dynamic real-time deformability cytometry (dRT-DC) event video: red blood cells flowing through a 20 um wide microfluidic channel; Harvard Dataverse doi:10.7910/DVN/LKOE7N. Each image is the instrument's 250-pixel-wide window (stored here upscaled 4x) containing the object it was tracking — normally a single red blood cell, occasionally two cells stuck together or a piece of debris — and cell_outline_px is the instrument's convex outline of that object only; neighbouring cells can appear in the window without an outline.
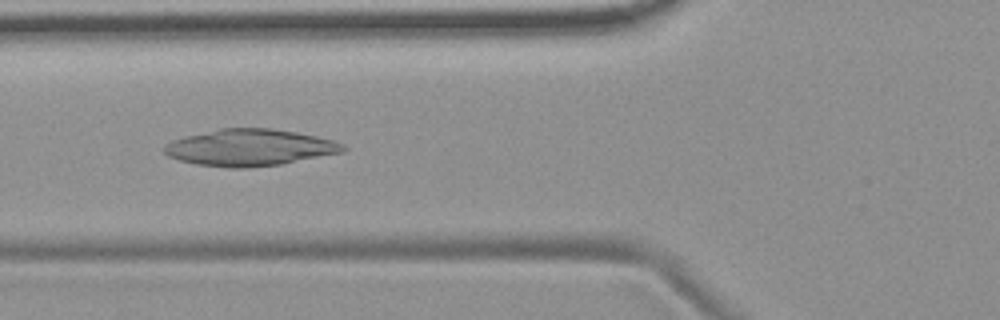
{"species": "common noctule bat (a hibernating species)", "species_latin": "Nyctalus noctula", "temperature_condition": "room temperature", "stored_images_in_passage": 7, "camera_frame_rate_fps": 3000, "um_per_image_px": 0.085, "animal": {"sex": "female", "body_mass_g": 19.9}, "frame": {"image": 1, "passage_image": 6, "time_ms": 5.667, "image_size_px": [1000, 320], "cell_outline_px": [[348, 148], [344, 152], [280, 164], [248, 168], [232, 168], [196, 164], [180, 160], [168, 156], [164, 152], [164, 144], [172, 140], [184, 136], [220, 128], [272, 128], [296, 132], [316, 136], [332, 140], [344, 144]], "centroid_in_image_um": [21.23, 12.54], "position_along_channel_um": 104.6, "area_um2": 38.26}}
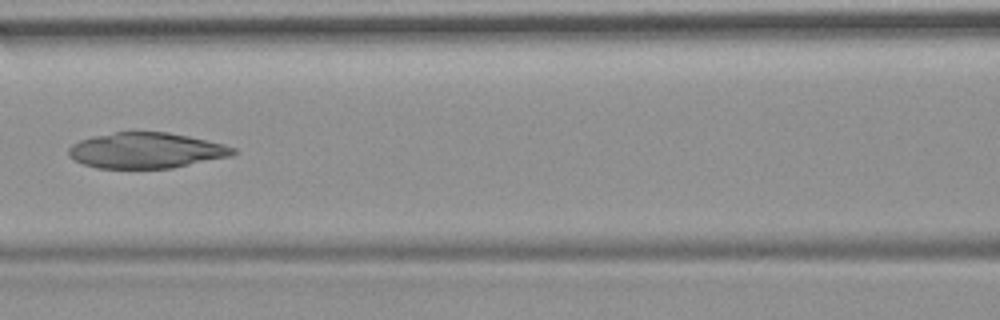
{"frame": {"image": 2, "passage_image": 7, "time_ms": 7.0, "image_size_px": [1000, 320], "cell_outline_px": [[236, 152], [232, 156], [172, 168], [96, 168], [72, 160], [68, 156], [68, 148], [72, 144], [80, 140], [92, 136], [116, 132], [168, 132], [188, 136], [224, 144], [236, 148]], "centroid_in_image_um": [12.4, 12.79], "position_along_channel_um": 154.2, "area_um2": 34.28}}